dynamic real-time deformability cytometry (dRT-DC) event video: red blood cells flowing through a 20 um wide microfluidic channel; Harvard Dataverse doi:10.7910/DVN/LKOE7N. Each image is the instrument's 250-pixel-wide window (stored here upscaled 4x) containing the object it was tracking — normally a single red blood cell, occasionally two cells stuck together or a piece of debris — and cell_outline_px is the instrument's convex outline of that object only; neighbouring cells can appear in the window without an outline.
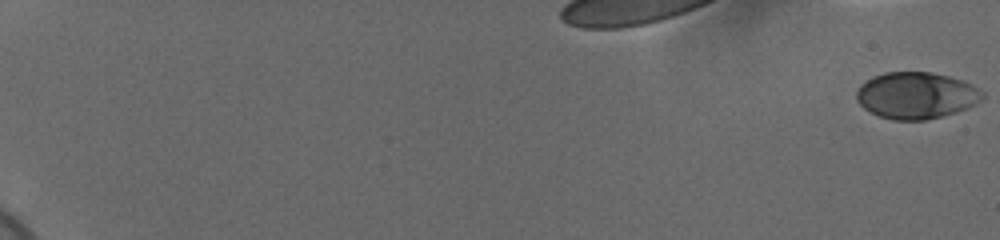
{"species": "human", "species_latin": "Homo sapiens", "temperature_condition": "cold", "stored_images_in_passage": 52, "camera_frame_rate_fps": 3000, "um_per_image_px": 0.085, "donor": {"sex": "female"}, "frame": {"image": 1, "passage_image": 1, "time_ms": 0.0, "image_size_px": [1000, 240], "cell_outline_px": [[984, 96], [980, 100], [956, 112], [924, 120], [892, 120], [880, 116], [864, 108], [856, 100], [856, 92], [860, 84], [872, 76], [884, 72], [932, 72], [948, 76], [972, 84], [984, 92]], "centroid_in_image_um": [77.84, 8.1], "position_along_channel_um": 7.2, "area_um2": 34.04}}